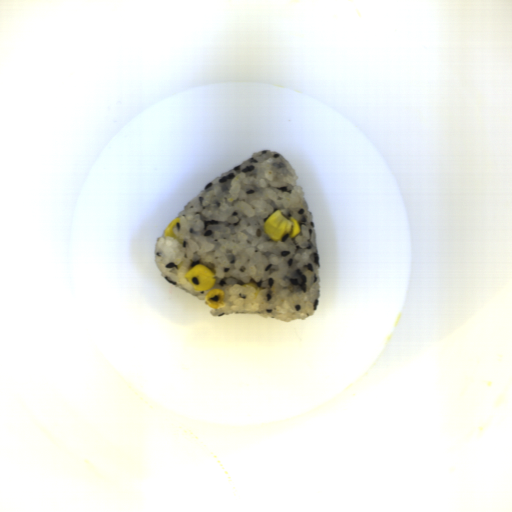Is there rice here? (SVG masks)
<instances>
[{
  "instance_id": "652b925c",
  "label": "rice",
  "mask_w": 512,
  "mask_h": 512,
  "mask_svg": "<svg viewBox=\"0 0 512 512\" xmlns=\"http://www.w3.org/2000/svg\"><path fill=\"white\" fill-rule=\"evenodd\" d=\"M299 177L276 151H256L224 172L178 212L176 238H157L154 255L164 280L205 301L213 289L224 292V306L210 315L247 314L276 321L306 320L320 300V267L313 213ZM281 210L301 225L300 234L272 241L263 224ZM210 268L215 284L195 291L184 278L197 264ZM260 287L257 300L252 287ZM206 302V301H205Z\"/></svg>"
}]
</instances>
